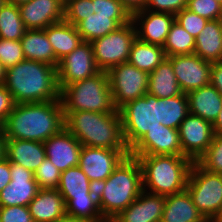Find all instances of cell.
Masks as SVG:
<instances>
[{
	"instance_id": "obj_1",
	"label": "cell",
	"mask_w": 222,
	"mask_h": 222,
	"mask_svg": "<svg viewBox=\"0 0 222 222\" xmlns=\"http://www.w3.org/2000/svg\"><path fill=\"white\" fill-rule=\"evenodd\" d=\"M65 127L61 100L15 104L4 123L6 139L44 143Z\"/></svg>"
},
{
	"instance_id": "obj_2",
	"label": "cell",
	"mask_w": 222,
	"mask_h": 222,
	"mask_svg": "<svg viewBox=\"0 0 222 222\" xmlns=\"http://www.w3.org/2000/svg\"><path fill=\"white\" fill-rule=\"evenodd\" d=\"M64 21L77 28L83 41L92 42L132 21V15L118 0H70Z\"/></svg>"
},
{
	"instance_id": "obj_3",
	"label": "cell",
	"mask_w": 222,
	"mask_h": 222,
	"mask_svg": "<svg viewBox=\"0 0 222 222\" xmlns=\"http://www.w3.org/2000/svg\"><path fill=\"white\" fill-rule=\"evenodd\" d=\"M4 85L15 104L60 99L57 67L40 61L25 59L8 68Z\"/></svg>"
},
{
	"instance_id": "obj_4",
	"label": "cell",
	"mask_w": 222,
	"mask_h": 222,
	"mask_svg": "<svg viewBox=\"0 0 222 222\" xmlns=\"http://www.w3.org/2000/svg\"><path fill=\"white\" fill-rule=\"evenodd\" d=\"M143 191L142 171L136 157L126 156L111 175L96 186L103 218L110 222Z\"/></svg>"
},
{
	"instance_id": "obj_5",
	"label": "cell",
	"mask_w": 222,
	"mask_h": 222,
	"mask_svg": "<svg viewBox=\"0 0 222 222\" xmlns=\"http://www.w3.org/2000/svg\"><path fill=\"white\" fill-rule=\"evenodd\" d=\"M65 128L75 136L82 146L128 149L122 132L120 111L64 112Z\"/></svg>"
},
{
	"instance_id": "obj_6",
	"label": "cell",
	"mask_w": 222,
	"mask_h": 222,
	"mask_svg": "<svg viewBox=\"0 0 222 222\" xmlns=\"http://www.w3.org/2000/svg\"><path fill=\"white\" fill-rule=\"evenodd\" d=\"M139 161L143 191L168 196L186 190L193 161L178 155H130ZM147 186V187H146Z\"/></svg>"
},
{
	"instance_id": "obj_7",
	"label": "cell",
	"mask_w": 222,
	"mask_h": 222,
	"mask_svg": "<svg viewBox=\"0 0 222 222\" xmlns=\"http://www.w3.org/2000/svg\"><path fill=\"white\" fill-rule=\"evenodd\" d=\"M60 100L64 112H116L106 71H99L84 80L63 86Z\"/></svg>"
},
{
	"instance_id": "obj_8",
	"label": "cell",
	"mask_w": 222,
	"mask_h": 222,
	"mask_svg": "<svg viewBox=\"0 0 222 222\" xmlns=\"http://www.w3.org/2000/svg\"><path fill=\"white\" fill-rule=\"evenodd\" d=\"M123 138L130 150L148 130L161 127L160 98L146 93L120 109Z\"/></svg>"
},
{
	"instance_id": "obj_9",
	"label": "cell",
	"mask_w": 222,
	"mask_h": 222,
	"mask_svg": "<svg viewBox=\"0 0 222 222\" xmlns=\"http://www.w3.org/2000/svg\"><path fill=\"white\" fill-rule=\"evenodd\" d=\"M186 190L193 204L207 220H215L222 213V174L206 171L193 162Z\"/></svg>"
},
{
	"instance_id": "obj_10",
	"label": "cell",
	"mask_w": 222,
	"mask_h": 222,
	"mask_svg": "<svg viewBox=\"0 0 222 222\" xmlns=\"http://www.w3.org/2000/svg\"><path fill=\"white\" fill-rule=\"evenodd\" d=\"M136 38L135 25L130 21L117 30L90 42L98 69L107 72L110 68L127 62Z\"/></svg>"
},
{
	"instance_id": "obj_11",
	"label": "cell",
	"mask_w": 222,
	"mask_h": 222,
	"mask_svg": "<svg viewBox=\"0 0 222 222\" xmlns=\"http://www.w3.org/2000/svg\"><path fill=\"white\" fill-rule=\"evenodd\" d=\"M107 75L113 102L118 110L127 102L147 93L149 74L128 62L110 68Z\"/></svg>"
},
{
	"instance_id": "obj_12",
	"label": "cell",
	"mask_w": 222,
	"mask_h": 222,
	"mask_svg": "<svg viewBox=\"0 0 222 222\" xmlns=\"http://www.w3.org/2000/svg\"><path fill=\"white\" fill-rule=\"evenodd\" d=\"M128 155L129 149L82 146L78 166L89 180L97 186L105 181Z\"/></svg>"
},
{
	"instance_id": "obj_13",
	"label": "cell",
	"mask_w": 222,
	"mask_h": 222,
	"mask_svg": "<svg viewBox=\"0 0 222 222\" xmlns=\"http://www.w3.org/2000/svg\"><path fill=\"white\" fill-rule=\"evenodd\" d=\"M99 71L94 60L91 43L83 41L59 61L57 67L58 87L61 89L63 86L87 79Z\"/></svg>"
},
{
	"instance_id": "obj_14",
	"label": "cell",
	"mask_w": 222,
	"mask_h": 222,
	"mask_svg": "<svg viewBox=\"0 0 222 222\" xmlns=\"http://www.w3.org/2000/svg\"><path fill=\"white\" fill-rule=\"evenodd\" d=\"M178 132L182 152L193 162L207 151L214 136L212 124L191 113L181 122Z\"/></svg>"
},
{
	"instance_id": "obj_15",
	"label": "cell",
	"mask_w": 222,
	"mask_h": 222,
	"mask_svg": "<svg viewBox=\"0 0 222 222\" xmlns=\"http://www.w3.org/2000/svg\"><path fill=\"white\" fill-rule=\"evenodd\" d=\"M167 58L171 61L177 82L183 93L210 84L212 62L203 60L195 53L174 55Z\"/></svg>"
},
{
	"instance_id": "obj_16",
	"label": "cell",
	"mask_w": 222,
	"mask_h": 222,
	"mask_svg": "<svg viewBox=\"0 0 222 222\" xmlns=\"http://www.w3.org/2000/svg\"><path fill=\"white\" fill-rule=\"evenodd\" d=\"M10 173V183L0 192V207L28 206L39 190L34 173L16 163H10Z\"/></svg>"
},
{
	"instance_id": "obj_17",
	"label": "cell",
	"mask_w": 222,
	"mask_h": 222,
	"mask_svg": "<svg viewBox=\"0 0 222 222\" xmlns=\"http://www.w3.org/2000/svg\"><path fill=\"white\" fill-rule=\"evenodd\" d=\"M129 155H178L182 152L178 129L161 124L148 132L129 150Z\"/></svg>"
},
{
	"instance_id": "obj_18",
	"label": "cell",
	"mask_w": 222,
	"mask_h": 222,
	"mask_svg": "<svg viewBox=\"0 0 222 222\" xmlns=\"http://www.w3.org/2000/svg\"><path fill=\"white\" fill-rule=\"evenodd\" d=\"M175 15L165 12L141 10L132 15L137 38L145 43L163 47ZM139 26V27H138Z\"/></svg>"
},
{
	"instance_id": "obj_19",
	"label": "cell",
	"mask_w": 222,
	"mask_h": 222,
	"mask_svg": "<svg viewBox=\"0 0 222 222\" xmlns=\"http://www.w3.org/2000/svg\"><path fill=\"white\" fill-rule=\"evenodd\" d=\"M46 158L61 172L79 165L82 145L65 127L44 142Z\"/></svg>"
},
{
	"instance_id": "obj_20",
	"label": "cell",
	"mask_w": 222,
	"mask_h": 222,
	"mask_svg": "<svg viewBox=\"0 0 222 222\" xmlns=\"http://www.w3.org/2000/svg\"><path fill=\"white\" fill-rule=\"evenodd\" d=\"M18 7L26 29H45L64 21V5L58 0H30Z\"/></svg>"
},
{
	"instance_id": "obj_21",
	"label": "cell",
	"mask_w": 222,
	"mask_h": 222,
	"mask_svg": "<svg viewBox=\"0 0 222 222\" xmlns=\"http://www.w3.org/2000/svg\"><path fill=\"white\" fill-rule=\"evenodd\" d=\"M165 196L142 191L140 195L110 222H161Z\"/></svg>"
},
{
	"instance_id": "obj_22",
	"label": "cell",
	"mask_w": 222,
	"mask_h": 222,
	"mask_svg": "<svg viewBox=\"0 0 222 222\" xmlns=\"http://www.w3.org/2000/svg\"><path fill=\"white\" fill-rule=\"evenodd\" d=\"M44 143L22 139H6L5 158L10 163L22 165L33 173L45 159Z\"/></svg>"
},
{
	"instance_id": "obj_23",
	"label": "cell",
	"mask_w": 222,
	"mask_h": 222,
	"mask_svg": "<svg viewBox=\"0 0 222 222\" xmlns=\"http://www.w3.org/2000/svg\"><path fill=\"white\" fill-rule=\"evenodd\" d=\"M33 222H55L66 214V205L57 189H39L28 204Z\"/></svg>"
},
{
	"instance_id": "obj_24",
	"label": "cell",
	"mask_w": 222,
	"mask_h": 222,
	"mask_svg": "<svg viewBox=\"0 0 222 222\" xmlns=\"http://www.w3.org/2000/svg\"><path fill=\"white\" fill-rule=\"evenodd\" d=\"M189 113L213 124L222 108V95L211 84L186 93Z\"/></svg>"
},
{
	"instance_id": "obj_25",
	"label": "cell",
	"mask_w": 222,
	"mask_h": 222,
	"mask_svg": "<svg viewBox=\"0 0 222 222\" xmlns=\"http://www.w3.org/2000/svg\"><path fill=\"white\" fill-rule=\"evenodd\" d=\"M207 219L193 204L187 190L165 196L161 222H205Z\"/></svg>"
},
{
	"instance_id": "obj_26",
	"label": "cell",
	"mask_w": 222,
	"mask_h": 222,
	"mask_svg": "<svg viewBox=\"0 0 222 222\" xmlns=\"http://www.w3.org/2000/svg\"><path fill=\"white\" fill-rule=\"evenodd\" d=\"M194 53L203 60L218 62L222 59V19L208 20L195 38Z\"/></svg>"
},
{
	"instance_id": "obj_27",
	"label": "cell",
	"mask_w": 222,
	"mask_h": 222,
	"mask_svg": "<svg viewBox=\"0 0 222 222\" xmlns=\"http://www.w3.org/2000/svg\"><path fill=\"white\" fill-rule=\"evenodd\" d=\"M45 33L56 56V67L62 58L83 42L77 28L66 21L48 26L45 28Z\"/></svg>"
},
{
	"instance_id": "obj_28",
	"label": "cell",
	"mask_w": 222,
	"mask_h": 222,
	"mask_svg": "<svg viewBox=\"0 0 222 222\" xmlns=\"http://www.w3.org/2000/svg\"><path fill=\"white\" fill-rule=\"evenodd\" d=\"M57 190L63 197L65 204L70 199L97 196L96 186L89 180L79 166L71 167L61 172L60 183Z\"/></svg>"
},
{
	"instance_id": "obj_29",
	"label": "cell",
	"mask_w": 222,
	"mask_h": 222,
	"mask_svg": "<svg viewBox=\"0 0 222 222\" xmlns=\"http://www.w3.org/2000/svg\"><path fill=\"white\" fill-rule=\"evenodd\" d=\"M20 42L25 59L40 61L56 67V56L45 29H27Z\"/></svg>"
},
{
	"instance_id": "obj_30",
	"label": "cell",
	"mask_w": 222,
	"mask_h": 222,
	"mask_svg": "<svg viewBox=\"0 0 222 222\" xmlns=\"http://www.w3.org/2000/svg\"><path fill=\"white\" fill-rule=\"evenodd\" d=\"M147 93L157 98H169L183 93L167 57L149 73Z\"/></svg>"
},
{
	"instance_id": "obj_31",
	"label": "cell",
	"mask_w": 222,
	"mask_h": 222,
	"mask_svg": "<svg viewBox=\"0 0 222 222\" xmlns=\"http://www.w3.org/2000/svg\"><path fill=\"white\" fill-rule=\"evenodd\" d=\"M166 58L163 47L145 43L138 38L132 44L128 63L148 74Z\"/></svg>"
},
{
	"instance_id": "obj_32",
	"label": "cell",
	"mask_w": 222,
	"mask_h": 222,
	"mask_svg": "<svg viewBox=\"0 0 222 222\" xmlns=\"http://www.w3.org/2000/svg\"><path fill=\"white\" fill-rule=\"evenodd\" d=\"M189 114L186 93L169 98H160V123L172 129H178Z\"/></svg>"
},
{
	"instance_id": "obj_33",
	"label": "cell",
	"mask_w": 222,
	"mask_h": 222,
	"mask_svg": "<svg viewBox=\"0 0 222 222\" xmlns=\"http://www.w3.org/2000/svg\"><path fill=\"white\" fill-rule=\"evenodd\" d=\"M26 30L19 7L5 2L0 8V38L20 40Z\"/></svg>"
},
{
	"instance_id": "obj_34",
	"label": "cell",
	"mask_w": 222,
	"mask_h": 222,
	"mask_svg": "<svg viewBox=\"0 0 222 222\" xmlns=\"http://www.w3.org/2000/svg\"><path fill=\"white\" fill-rule=\"evenodd\" d=\"M163 49L166 57L193 54L195 50V38L174 20Z\"/></svg>"
},
{
	"instance_id": "obj_35",
	"label": "cell",
	"mask_w": 222,
	"mask_h": 222,
	"mask_svg": "<svg viewBox=\"0 0 222 222\" xmlns=\"http://www.w3.org/2000/svg\"><path fill=\"white\" fill-rule=\"evenodd\" d=\"M65 205L67 215L88 220L90 222H107L101 214L97 196L70 199Z\"/></svg>"
},
{
	"instance_id": "obj_36",
	"label": "cell",
	"mask_w": 222,
	"mask_h": 222,
	"mask_svg": "<svg viewBox=\"0 0 222 222\" xmlns=\"http://www.w3.org/2000/svg\"><path fill=\"white\" fill-rule=\"evenodd\" d=\"M196 162L206 171L222 174V136L214 135L211 145Z\"/></svg>"
},
{
	"instance_id": "obj_37",
	"label": "cell",
	"mask_w": 222,
	"mask_h": 222,
	"mask_svg": "<svg viewBox=\"0 0 222 222\" xmlns=\"http://www.w3.org/2000/svg\"><path fill=\"white\" fill-rule=\"evenodd\" d=\"M61 171L45 157L34 172L39 189H58Z\"/></svg>"
},
{
	"instance_id": "obj_38",
	"label": "cell",
	"mask_w": 222,
	"mask_h": 222,
	"mask_svg": "<svg viewBox=\"0 0 222 222\" xmlns=\"http://www.w3.org/2000/svg\"><path fill=\"white\" fill-rule=\"evenodd\" d=\"M25 60L20 40L0 38V62L5 70Z\"/></svg>"
},
{
	"instance_id": "obj_39",
	"label": "cell",
	"mask_w": 222,
	"mask_h": 222,
	"mask_svg": "<svg viewBox=\"0 0 222 222\" xmlns=\"http://www.w3.org/2000/svg\"><path fill=\"white\" fill-rule=\"evenodd\" d=\"M187 9L207 20L222 19V5L215 0H188Z\"/></svg>"
},
{
	"instance_id": "obj_40",
	"label": "cell",
	"mask_w": 222,
	"mask_h": 222,
	"mask_svg": "<svg viewBox=\"0 0 222 222\" xmlns=\"http://www.w3.org/2000/svg\"><path fill=\"white\" fill-rule=\"evenodd\" d=\"M175 21H177L194 38L198 36L208 22L206 18L199 16L187 8L182 9L175 15Z\"/></svg>"
},
{
	"instance_id": "obj_41",
	"label": "cell",
	"mask_w": 222,
	"mask_h": 222,
	"mask_svg": "<svg viewBox=\"0 0 222 222\" xmlns=\"http://www.w3.org/2000/svg\"><path fill=\"white\" fill-rule=\"evenodd\" d=\"M187 1L188 0H148L145 10L176 15L182 9L187 8Z\"/></svg>"
},
{
	"instance_id": "obj_42",
	"label": "cell",
	"mask_w": 222,
	"mask_h": 222,
	"mask_svg": "<svg viewBox=\"0 0 222 222\" xmlns=\"http://www.w3.org/2000/svg\"><path fill=\"white\" fill-rule=\"evenodd\" d=\"M0 222H33L28 206L0 207Z\"/></svg>"
},
{
	"instance_id": "obj_43",
	"label": "cell",
	"mask_w": 222,
	"mask_h": 222,
	"mask_svg": "<svg viewBox=\"0 0 222 222\" xmlns=\"http://www.w3.org/2000/svg\"><path fill=\"white\" fill-rule=\"evenodd\" d=\"M15 106L12 95L6 89L5 85H0V119L5 123L8 115Z\"/></svg>"
},
{
	"instance_id": "obj_44",
	"label": "cell",
	"mask_w": 222,
	"mask_h": 222,
	"mask_svg": "<svg viewBox=\"0 0 222 222\" xmlns=\"http://www.w3.org/2000/svg\"><path fill=\"white\" fill-rule=\"evenodd\" d=\"M210 84L214 86L222 95V61L212 63Z\"/></svg>"
},
{
	"instance_id": "obj_45",
	"label": "cell",
	"mask_w": 222,
	"mask_h": 222,
	"mask_svg": "<svg viewBox=\"0 0 222 222\" xmlns=\"http://www.w3.org/2000/svg\"><path fill=\"white\" fill-rule=\"evenodd\" d=\"M11 181L10 162L4 157L0 160V192Z\"/></svg>"
},
{
	"instance_id": "obj_46",
	"label": "cell",
	"mask_w": 222,
	"mask_h": 222,
	"mask_svg": "<svg viewBox=\"0 0 222 222\" xmlns=\"http://www.w3.org/2000/svg\"><path fill=\"white\" fill-rule=\"evenodd\" d=\"M133 15L135 12L144 10L148 0H118Z\"/></svg>"
},
{
	"instance_id": "obj_47",
	"label": "cell",
	"mask_w": 222,
	"mask_h": 222,
	"mask_svg": "<svg viewBox=\"0 0 222 222\" xmlns=\"http://www.w3.org/2000/svg\"><path fill=\"white\" fill-rule=\"evenodd\" d=\"M212 127L214 135L222 136V108Z\"/></svg>"
},
{
	"instance_id": "obj_48",
	"label": "cell",
	"mask_w": 222,
	"mask_h": 222,
	"mask_svg": "<svg viewBox=\"0 0 222 222\" xmlns=\"http://www.w3.org/2000/svg\"><path fill=\"white\" fill-rule=\"evenodd\" d=\"M55 222H90V221L65 214L63 217L59 218Z\"/></svg>"
},
{
	"instance_id": "obj_49",
	"label": "cell",
	"mask_w": 222,
	"mask_h": 222,
	"mask_svg": "<svg viewBox=\"0 0 222 222\" xmlns=\"http://www.w3.org/2000/svg\"><path fill=\"white\" fill-rule=\"evenodd\" d=\"M5 135H0V160L5 157Z\"/></svg>"
},
{
	"instance_id": "obj_50",
	"label": "cell",
	"mask_w": 222,
	"mask_h": 222,
	"mask_svg": "<svg viewBox=\"0 0 222 222\" xmlns=\"http://www.w3.org/2000/svg\"><path fill=\"white\" fill-rule=\"evenodd\" d=\"M5 72L6 70L4 69L2 63L0 62V85H3L5 82Z\"/></svg>"
},
{
	"instance_id": "obj_51",
	"label": "cell",
	"mask_w": 222,
	"mask_h": 222,
	"mask_svg": "<svg viewBox=\"0 0 222 222\" xmlns=\"http://www.w3.org/2000/svg\"><path fill=\"white\" fill-rule=\"evenodd\" d=\"M28 1L30 0H5L6 3L14 4L16 6L27 3Z\"/></svg>"
},
{
	"instance_id": "obj_52",
	"label": "cell",
	"mask_w": 222,
	"mask_h": 222,
	"mask_svg": "<svg viewBox=\"0 0 222 222\" xmlns=\"http://www.w3.org/2000/svg\"><path fill=\"white\" fill-rule=\"evenodd\" d=\"M0 135H5L4 134V122L0 119Z\"/></svg>"
},
{
	"instance_id": "obj_53",
	"label": "cell",
	"mask_w": 222,
	"mask_h": 222,
	"mask_svg": "<svg viewBox=\"0 0 222 222\" xmlns=\"http://www.w3.org/2000/svg\"><path fill=\"white\" fill-rule=\"evenodd\" d=\"M58 1L65 6L70 0H58Z\"/></svg>"
},
{
	"instance_id": "obj_54",
	"label": "cell",
	"mask_w": 222,
	"mask_h": 222,
	"mask_svg": "<svg viewBox=\"0 0 222 222\" xmlns=\"http://www.w3.org/2000/svg\"><path fill=\"white\" fill-rule=\"evenodd\" d=\"M214 221L215 222H222V216H218Z\"/></svg>"
},
{
	"instance_id": "obj_55",
	"label": "cell",
	"mask_w": 222,
	"mask_h": 222,
	"mask_svg": "<svg viewBox=\"0 0 222 222\" xmlns=\"http://www.w3.org/2000/svg\"><path fill=\"white\" fill-rule=\"evenodd\" d=\"M5 0H0V8L4 5Z\"/></svg>"
},
{
	"instance_id": "obj_56",
	"label": "cell",
	"mask_w": 222,
	"mask_h": 222,
	"mask_svg": "<svg viewBox=\"0 0 222 222\" xmlns=\"http://www.w3.org/2000/svg\"><path fill=\"white\" fill-rule=\"evenodd\" d=\"M215 1H217L219 4L222 5V0H215Z\"/></svg>"
},
{
	"instance_id": "obj_57",
	"label": "cell",
	"mask_w": 222,
	"mask_h": 222,
	"mask_svg": "<svg viewBox=\"0 0 222 222\" xmlns=\"http://www.w3.org/2000/svg\"><path fill=\"white\" fill-rule=\"evenodd\" d=\"M205 222H215L214 220H207V221H205Z\"/></svg>"
}]
</instances>
